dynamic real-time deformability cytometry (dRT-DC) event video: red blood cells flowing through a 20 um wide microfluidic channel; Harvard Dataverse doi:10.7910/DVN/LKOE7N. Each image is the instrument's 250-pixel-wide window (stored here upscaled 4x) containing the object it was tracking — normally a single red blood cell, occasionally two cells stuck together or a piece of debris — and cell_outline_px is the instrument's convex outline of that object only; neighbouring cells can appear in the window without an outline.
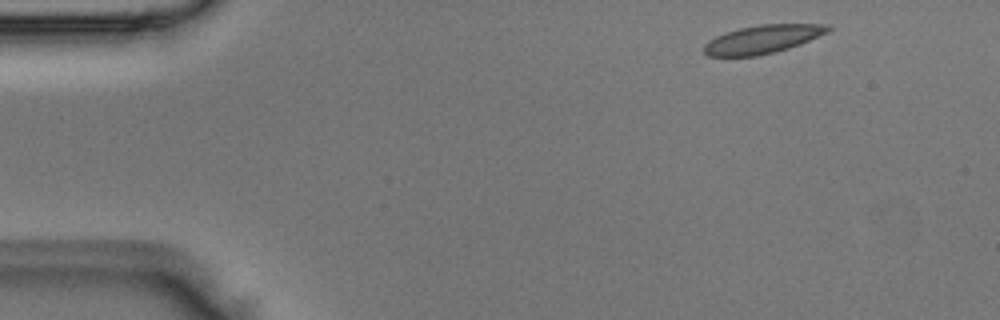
{"species": "Egyptian fruit bat (a non-hibernating species)", "species_latin": "Rousettus aegyptiacus", "temperature_condition": "room temperature", "stored_images_in_passage": 4, "camera_frame_rate_fps": 3000, "um_per_image_px": 0.085, "animal": {"sex": "male"}, "frame": {"image": 1, "passage_image": 1, "time_ms": 0.0, "image_size_px": [1000, 320], "cell_outline_px": [[832, 28], [828, 32], [800, 44], [776, 52], [756, 56], [708, 56], [704, 52], [704, 44], [708, 40], [716, 36], [740, 28], [760, 24], [832, 24]], "centroid_in_image_um": [64.84, 3.33], "position_along_channel_um": 20.2, "area_um2": 20.46}}
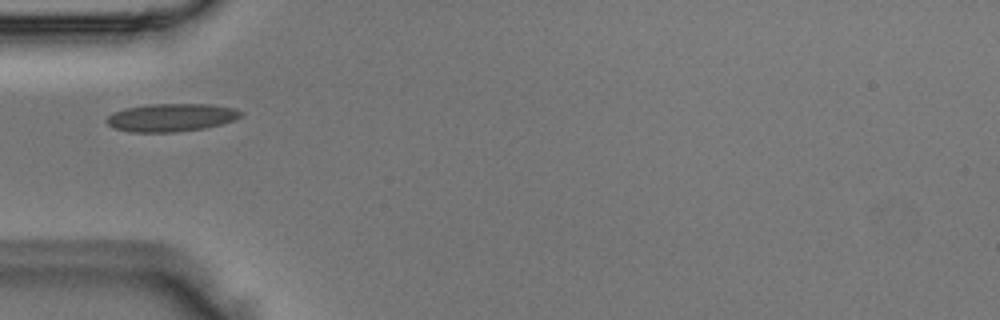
{"frame": {"image": 2, "passage_image": 4, "time_ms": 1.0, "image_size_px": [1000, 320], "cell_outline_px": [[244, 116], [236, 120], [204, 128], [176, 132], [132, 132], [112, 128], [104, 120], [112, 112], [124, 108], [148, 104], [208, 104], [236, 108], [244, 112]], "centroid_in_image_um": [14.56, 9.98], "position_along_channel_um": 70.4, "area_um2": 22.2}}